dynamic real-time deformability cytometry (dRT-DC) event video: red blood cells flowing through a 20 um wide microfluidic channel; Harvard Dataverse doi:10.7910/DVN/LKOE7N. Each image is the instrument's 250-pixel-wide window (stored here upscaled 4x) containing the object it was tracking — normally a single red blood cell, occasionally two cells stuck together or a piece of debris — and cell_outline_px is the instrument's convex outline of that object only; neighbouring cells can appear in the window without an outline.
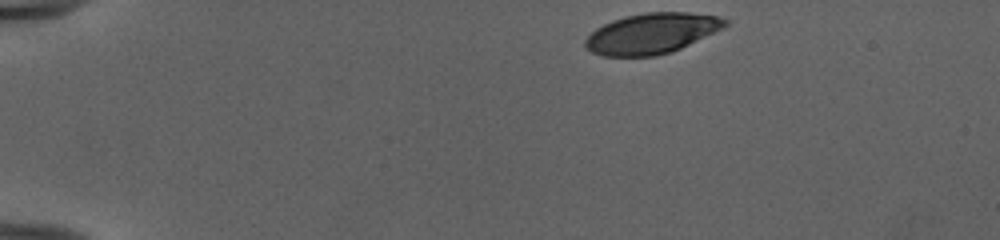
{"species": "human", "species_latin": "Homo sapiens", "temperature_condition": "cold", "stored_images_in_passage": 41, "camera_frame_rate_fps": 3000, "um_per_image_px": 0.085, "donor": {"sex": "female"}, "frame": {"image": 1, "passage_image": 1, "time_ms": 0.0, "image_size_px": [1000, 240], "cell_outline_px": [[728, 24], [724, 28], [672, 52], [656, 56], [604, 56], [592, 52], [584, 44], [584, 40], [596, 28], [612, 20], [624, 16], [644, 12], [688, 12], [720, 16], [728, 20]], "centroid_in_image_um": [55.42, 2.83], "position_along_channel_um": 29.6, "area_um2": 33.12}}
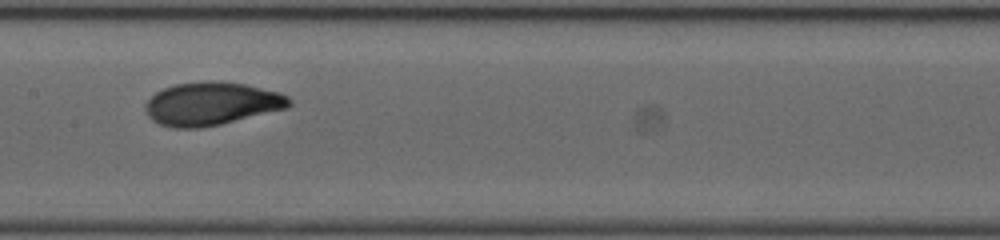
{"frame": {"image": 2, "passage_image": 20, "time_ms": 6.333, "image_size_px": [1000, 240], "cell_outline_px": [[292, 104], [288, 108], [220, 124], [200, 128], [176, 128], [160, 124], [152, 120], [148, 116], [144, 108], [144, 104], [156, 92], [164, 88], [176, 84], [208, 80], [212, 80], [244, 84], [280, 92], [288, 96], [292, 100]], "centroid_in_image_um": [17.99, 8.81], "position_along_channel_um": 189.4, "area_um2": 36.18}}
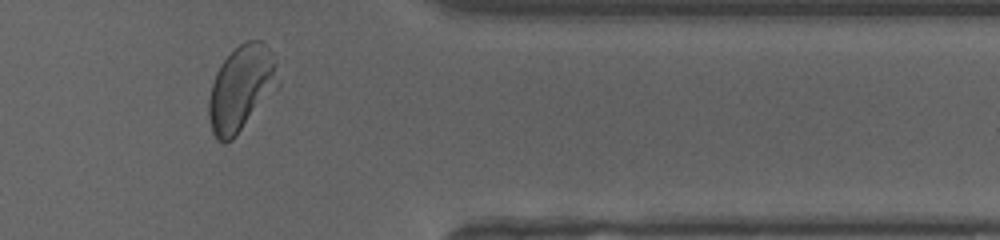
{"frame": {"image": 3, "passage_image": 36, "time_ms": 11.667, "image_size_px": [1000, 240], "cell_outline_px": [[280, 84], [236, 136], [232, 140], [224, 144], [216, 140], [212, 132], [208, 116], [208, 100], [212, 84], [216, 72], [220, 64], [240, 44], [248, 40], [260, 40], [272, 52], [276, 60], [280, 80]], "centroid_in_image_um": [20.5, 7.52], "position_along_channel_um": 390.9, "area_um2": 34.68}, "authors_computed_cell_mechanics": {"area_um2": 34.7956, "velocity_mm_per_s": 3.9643, "shape_relaxation_time_tau1_ms": 2.7247, "shape_relaxation_time_tau2_ms": 0.8624, "deformation_change_tau1": 0.1596, "deformation_change_tau2": 0.0375}}